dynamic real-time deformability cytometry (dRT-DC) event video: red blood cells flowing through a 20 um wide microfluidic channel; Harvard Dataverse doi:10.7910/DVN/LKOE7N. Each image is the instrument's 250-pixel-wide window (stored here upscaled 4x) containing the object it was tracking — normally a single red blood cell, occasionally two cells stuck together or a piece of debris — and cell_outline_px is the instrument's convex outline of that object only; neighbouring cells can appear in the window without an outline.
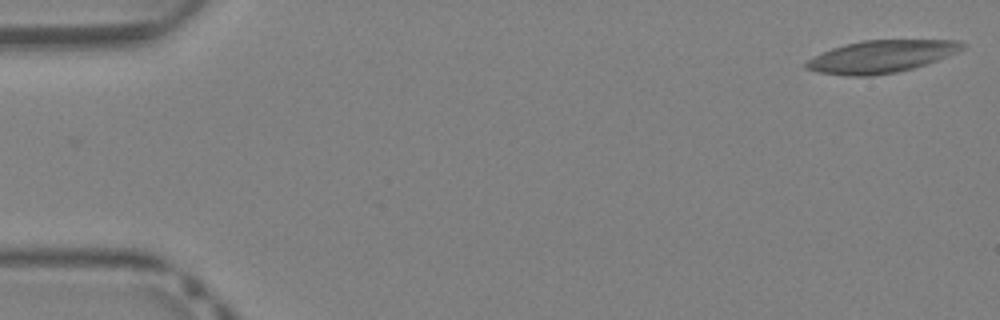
{"species": "Egyptian fruit bat (a non-hibernating species)", "species_latin": "Rousettus aegyptiacus", "temperature_condition": "warm", "stored_images_in_passage": 5, "camera_frame_rate_fps": 3000, "um_per_image_px": 0.085, "animal": {"sex": "female"}, "frame": {"image": 1, "passage_image": 1, "time_ms": 0.0, "image_size_px": [1000, 320], "cell_outline_px": [[968, 44], [964, 48], [956, 52], [936, 60], [912, 68], [896, 72], [872, 76], [848, 76], [816, 72], [804, 68], [804, 64], [808, 60], [832, 48], [864, 40], [956, 40]], "centroid_in_image_um": [74.89, 4.81], "position_along_channel_um": 10.1, "area_um2": 29.13}}